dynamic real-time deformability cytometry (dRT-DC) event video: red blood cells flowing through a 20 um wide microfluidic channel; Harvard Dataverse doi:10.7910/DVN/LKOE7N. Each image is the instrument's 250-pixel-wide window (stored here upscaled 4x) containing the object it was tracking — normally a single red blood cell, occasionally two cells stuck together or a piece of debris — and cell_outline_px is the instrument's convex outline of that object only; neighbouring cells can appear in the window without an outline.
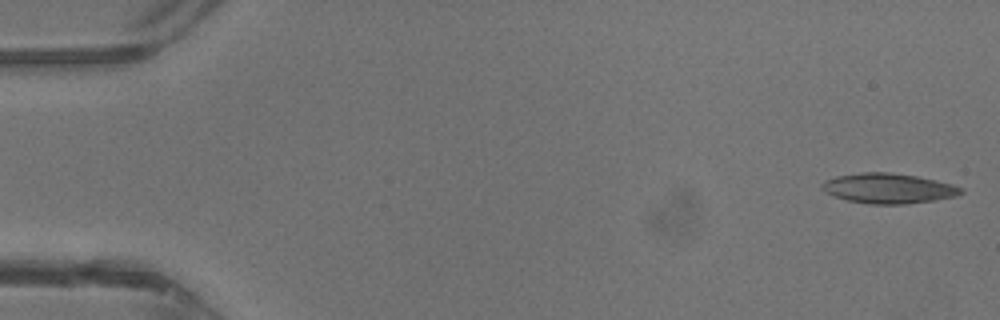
{"species": "common noctule bat (a hibernating species)", "species_latin": "Nyctalus noctula", "temperature_condition": "warm", "stored_images_in_passage": 43, "camera_frame_rate_fps": 3000, "um_per_image_px": 0.085, "animal": {"sex": "male", "body_mass_g": 13.3}, "frame": {"image": 1, "passage_image": 1, "time_ms": 0.0, "image_size_px": [1000, 320], "cell_outline_px": [[964, 192], [956, 196], [936, 200], [904, 204], [872, 204], [848, 200], [824, 192], [820, 188], [820, 184], [824, 180], [836, 176], [860, 172], [888, 172], [916, 176], [936, 180], [952, 184], [964, 188]], "centroid_in_image_um": [75.51, 16.0], "position_along_channel_um": 9.5, "area_um2": 24.45}}
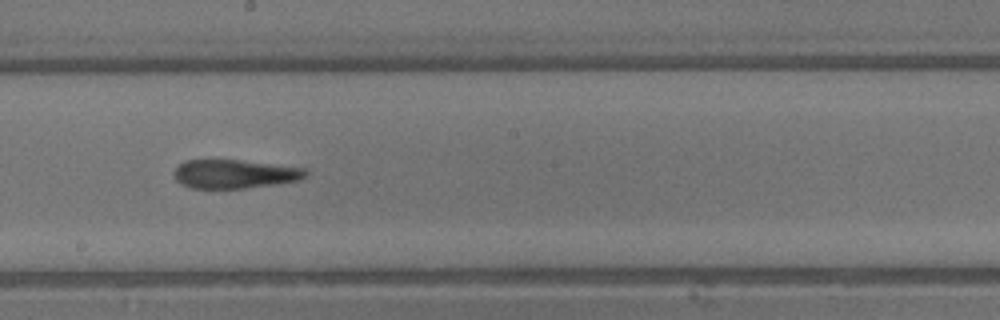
{"frame": {"image": 2, "passage_image": 24, "time_ms": 7.667, "image_size_px": [1000, 320], "cell_outline_px": [[308, 176], [300, 180], [276, 184], [244, 188], [192, 188], [180, 184], [176, 180], [176, 168], [184, 160], [240, 160], [308, 168]], "centroid_in_image_um": [20.01, 14.78], "position_along_channel_um": 228.2, "area_um2": 22.08}}
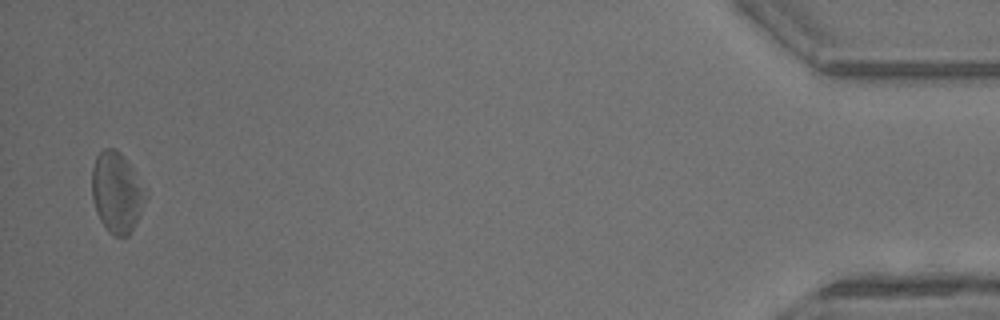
{"frame": {"image": 3, "passage_image": 42, "time_ms": 13.667, "image_size_px": [1000, 320], "cell_outline_px": [[148, 196], [128, 236], [112, 236], [108, 232], [100, 220], [96, 212], [92, 196], [92, 168], [96, 156], [104, 148], [116, 148], [120, 152], [132, 168], [148, 192]], "centroid_in_image_um": [9.92, 16.35], "position_along_channel_um": 425.3, "area_um2": 25.14}, "authors_computed_cell_mechanics": {"area_um2": 22.9466, "velocity_mm_per_s": 4.7826, "shape_relaxation_time_tau1_ms": null, "shape_relaxation_time_tau2_ms": 4.2484, "deformation_change_tau1": null, "deformation_change_tau2": 0.184}}